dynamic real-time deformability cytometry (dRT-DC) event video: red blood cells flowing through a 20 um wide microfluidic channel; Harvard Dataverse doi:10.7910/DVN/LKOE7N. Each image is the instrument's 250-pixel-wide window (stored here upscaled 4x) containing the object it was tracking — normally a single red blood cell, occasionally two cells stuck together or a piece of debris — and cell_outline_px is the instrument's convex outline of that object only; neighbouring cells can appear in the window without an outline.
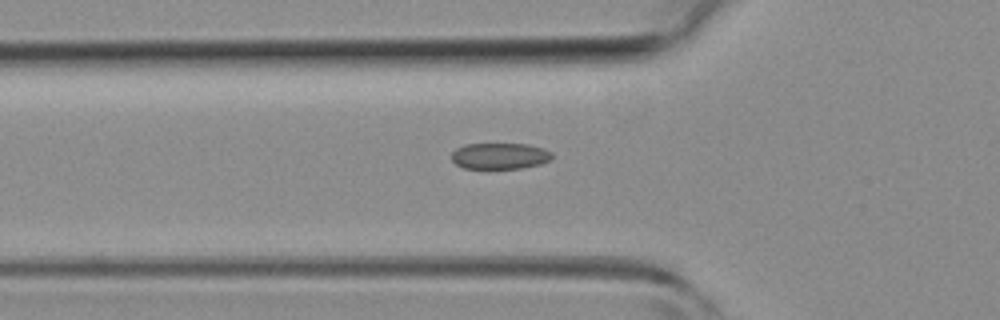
{"species": "common noctule bat (a hibernating species)", "species_latin": "Nyctalus noctula", "temperature_condition": "room temperature", "stored_images_in_passage": 37, "camera_frame_rate_fps": 3000, "um_per_image_px": 0.085, "animal": {"sex": "female", "body_mass_g": 19.3, "forearm_length_mm": 54.1}, "frame": {"image": 1, "passage_image": 12, "time_ms": 3.667, "image_size_px": [1000, 320], "cell_outline_px": [[552, 156], [548, 160], [540, 164], [520, 168], [464, 168], [456, 164], [452, 160], [452, 152], [456, 148], [464, 144], [528, 144], [544, 148], [552, 152]], "centroid_in_image_um": [42.47, 13.25], "position_along_channel_um": 83.3, "area_um2": 15.26}}
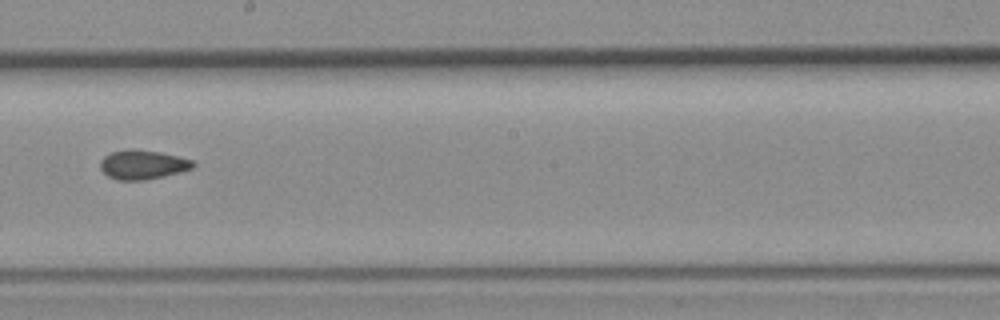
{"frame": {"image": 2, "passage_image": 22, "time_ms": 7.0, "image_size_px": [1000, 320], "cell_outline_px": [[196, 164], [192, 168], [180, 172], [164, 176], [144, 180], [116, 180], [108, 176], [100, 168], [100, 160], [104, 156], [112, 152], [128, 148], [132, 148], [160, 152], [192, 160]], "centroid_in_image_um": [12.1, 13.99], "position_along_channel_um": 236.1, "area_um2": 15.84}}
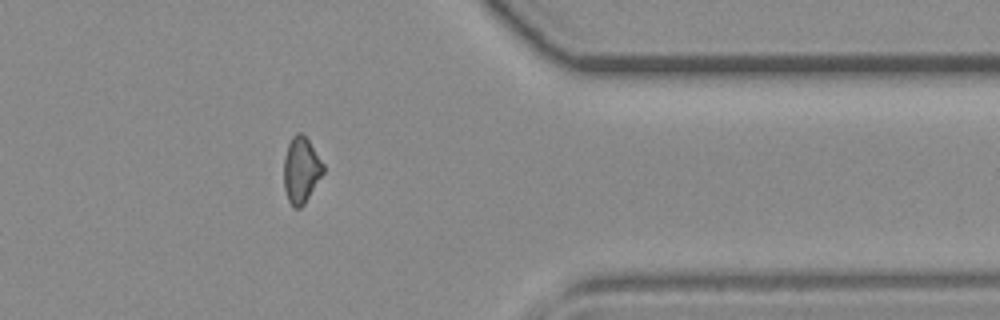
{"frame": {"image": 3, "passage_image": 33, "time_ms": 10.667, "image_size_px": [1000, 320], "cell_outline_px": [[324, 172], [304, 204], [300, 208], [292, 208], [288, 200], [284, 188], [284, 156], [288, 144], [292, 136], [296, 132], [300, 132], [308, 140], [324, 164]], "centroid_in_image_um": [25.58, 14.46], "position_along_channel_um": 385.8, "area_um2": 15.14}}